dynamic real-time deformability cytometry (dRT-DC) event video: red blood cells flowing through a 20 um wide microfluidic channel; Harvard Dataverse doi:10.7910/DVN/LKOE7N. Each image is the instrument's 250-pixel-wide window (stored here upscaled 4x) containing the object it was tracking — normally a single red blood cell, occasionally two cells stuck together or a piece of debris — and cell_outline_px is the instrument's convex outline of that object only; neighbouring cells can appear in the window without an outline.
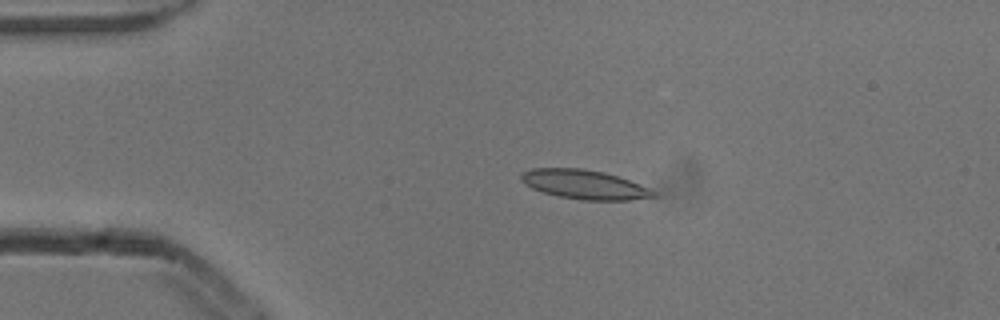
{"species": "common noctule bat (a hibernating species)", "species_latin": "Nyctalus noctula", "temperature_condition": "cold", "stored_images_in_passage": 4, "camera_frame_rate_fps": 3000, "um_per_image_px": 0.085, "animal": {"sex": "male", "body_mass_g": 13.3}, "frame": {"image": 1, "passage_image": 3, "time_ms": 0.667, "image_size_px": [1000, 320], "cell_outline_px": [[656, 196], [632, 200], [580, 200], [560, 196], [544, 192], [532, 188], [524, 184], [520, 180], [520, 176], [524, 172], [532, 168], [580, 168], [604, 172], [640, 184], [656, 192]], "centroid_in_image_um": [49.66, 15.68], "position_along_channel_um": 35.3, "area_um2": 22.37}}